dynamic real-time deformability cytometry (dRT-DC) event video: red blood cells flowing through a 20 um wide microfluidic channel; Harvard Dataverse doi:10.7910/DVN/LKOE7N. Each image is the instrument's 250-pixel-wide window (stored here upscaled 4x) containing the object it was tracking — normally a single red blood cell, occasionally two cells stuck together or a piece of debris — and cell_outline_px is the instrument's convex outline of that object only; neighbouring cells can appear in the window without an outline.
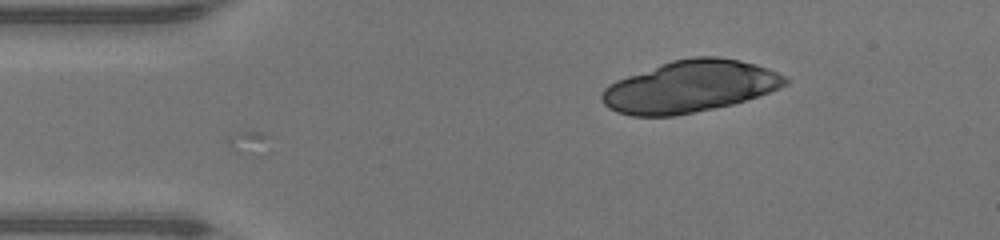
{"species": "human", "species_latin": "Homo sapiens", "temperature_condition": "warm", "stored_images_in_passage": 4, "camera_frame_rate_fps": 3000, "um_per_image_px": 0.085, "donor": {"sex": "male"}, "frame": {"image": 1, "passage_image": 4, "time_ms": 1.0, "image_size_px": [1000, 240], "cell_outline_px": [[788, 84], [780, 88], [732, 104], [676, 116], [632, 116], [616, 112], [608, 108], [600, 100], [600, 96], [604, 88], [608, 84], [616, 80], [672, 60], [692, 56], [716, 56], [740, 60], [756, 64], [768, 68], [784, 76], [788, 80]], "centroid_in_image_um": [58.61, 7.35], "position_along_channel_um": 26.4, "area_um2": 55.37}}